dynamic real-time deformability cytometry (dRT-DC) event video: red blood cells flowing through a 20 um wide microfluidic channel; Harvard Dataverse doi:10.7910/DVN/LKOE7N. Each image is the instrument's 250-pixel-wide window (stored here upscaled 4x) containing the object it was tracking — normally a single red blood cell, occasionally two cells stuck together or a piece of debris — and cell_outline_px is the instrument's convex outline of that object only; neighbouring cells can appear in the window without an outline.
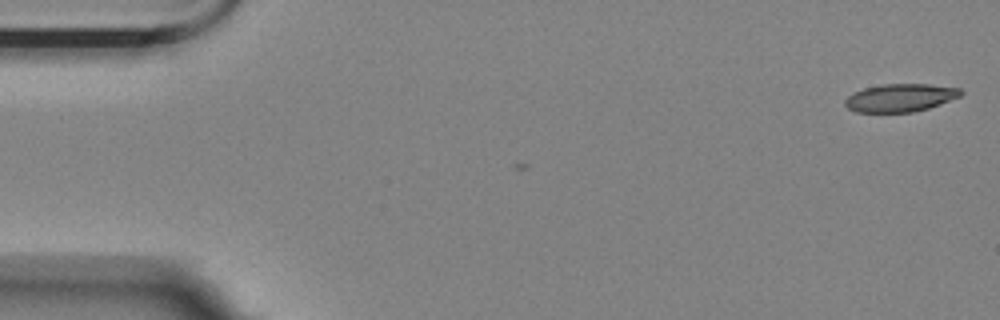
{"species": "Egyptian fruit bat (a non-hibernating species)", "species_latin": "Rousettus aegyptiacus", "temperature_condition": "room temperature", "stored_images_in_passage": 4, "camera_frame_rate_fps": 3000, "um_per_image_px": 0.085, "animal": {"sex": "female"}, "frame": {"image": 1, "passage_image": 1, "time_ms": 0.0, "image_size_px": [1000, 320], "cell_outline_px": [[964, 92], [960, 96], [940, 104], [928, 108], [912, 112], [856, 112], [848, 108], [844, 104], [844, 100], [852, 92], [864, 88], [880, 84], [928, 84], [960, 88]], "centroid_in_image_um": [76.5, 8.3], "position_along_channel_um": 8.5, "area_um2": 18.9}}
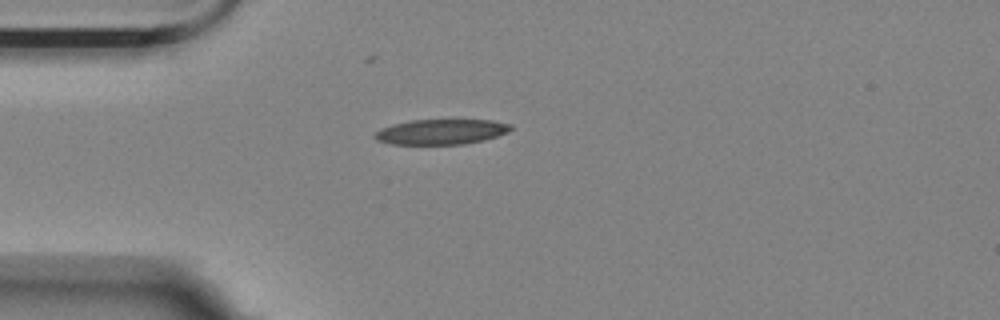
{"frame": {"image": 2, "passage_image": 4, "time_ms": 1.0, "image_size_px": [1000, 320], "cell_outline_px": [[512, 128], [508, 132], [484, 140], [464, 144], [388, 144], [376, 140], [372, 136], [380, 128], [392, 124], [412, 120], [492, 120], [512, 124]], "centroid_in_image_um": [37.47, 11.2], "position_along_channel_um": 47.5, "area_um2": 20.06}}